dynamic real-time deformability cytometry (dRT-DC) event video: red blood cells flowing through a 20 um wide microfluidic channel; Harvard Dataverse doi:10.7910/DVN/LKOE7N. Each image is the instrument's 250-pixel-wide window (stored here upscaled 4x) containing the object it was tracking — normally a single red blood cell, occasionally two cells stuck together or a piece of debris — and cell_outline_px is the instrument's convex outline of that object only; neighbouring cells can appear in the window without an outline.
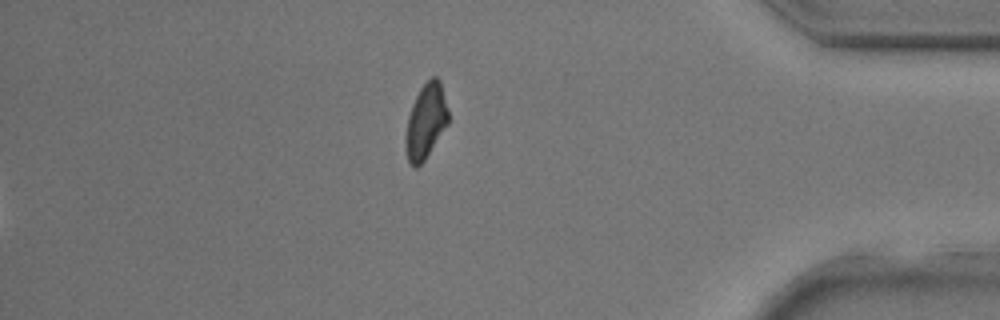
{"species": "common noctule bat (a hibernating species)", "species_latin": "Nyctalus noctula", "temperature_condition": "room temperature", "stored_images_in_passage": 26, "segment_of_instrument_passage": [2, 2], "camera_frame_rate_fps": 3000, "um_per_image_px": 0.085, "animal": {"sex": "male", "body_mass_g": 17.9, "forearm_length_mm": 54.2}, "frame": {"image": 1, "passage_image": 26, "time_ms": 8.333, "image_size_px": [1000, 320], "cell_outline_px": [[448, 124], [424, 160], [416, 168], [408, 160], [404, 140], [408, 116], [412, 104], [420, 88], [432, 76], [436, 76], [440, 80], [448, 112]], "centroid_in_image_um": [36.18, 10.3], "position_along_channel_um": 399.0, "area_um2": 18.38}}